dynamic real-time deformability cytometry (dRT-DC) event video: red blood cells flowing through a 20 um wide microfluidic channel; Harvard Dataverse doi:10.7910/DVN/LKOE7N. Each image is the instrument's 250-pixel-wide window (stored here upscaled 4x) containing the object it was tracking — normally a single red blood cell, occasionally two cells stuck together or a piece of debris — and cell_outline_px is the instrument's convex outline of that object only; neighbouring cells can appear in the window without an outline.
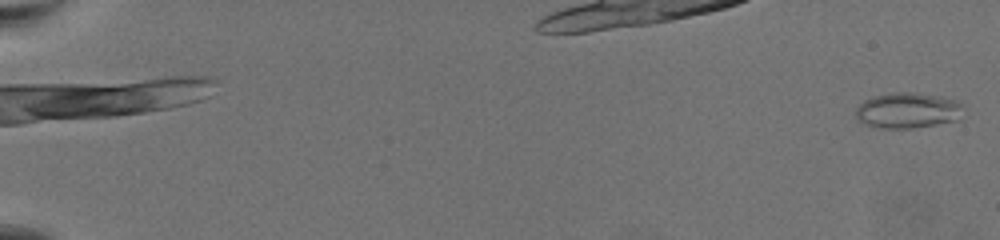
{"species": "common noctule bat (a hibernating species)", "species_latin": "Nyctalus noctula", "temperature_condition": "warm", "stored_images_in_passage": 65, "camera_frame_rate_fps": 3000, "um_per_image_px": 0.085, "animal": {"sex": "female", "body_mass_g": 19.5, "forearm_length_mm": 54.1}, "frame": {"image": 1, "passage_image": 1, "time_ms": 0.0, "image_size_px": [1000, 240], "cell_outline_px": [[964, 104], [960, 120], [912, 128], [880, 128], [864, 124], [856, 120], [856, 108], [864, 100], [876, 96], [892, 92], [912, 92], [936, 96], [956, 100]], "centroid_in_image_um": [77.16, 9.39], "position_along_channel_um": 7.8, "area_um2": 22.43}}
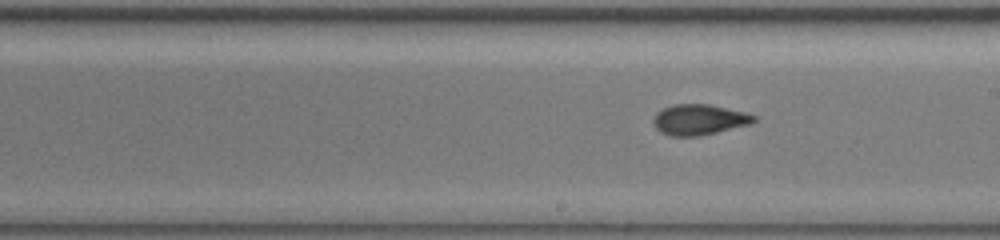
{"frame": {"image": 2, "passage_image": 40, "time_ms": 13.0, "image_size_px": [1000, 240], "cell_outline_px": [[756, 120], [752, 124], [700, 136], [668, 136], [660, 132], [652, 124], [652, 116], [660, 108], [672, 104], [708, 104], [744, 112], [756, 116]], "centroid_in_image_um": [59.37, 10.17], "position_along_channel_um": 229.6, "area_um2": 18.26}}
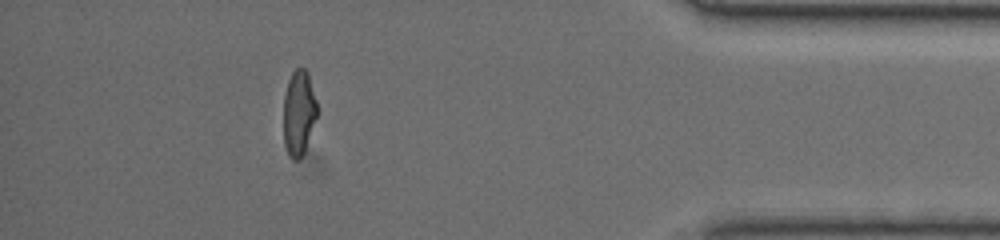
{"frame": {"image": 3, "passage_image": 59, "time_ms": 19.333, "image_size_px": [1000, 240], "cell_outline_px": [[320, 112], [304, 152], [300, 160], [292, 160], [288, 156], [284, 144], [284, 96], [288, 80], [292, 72], [296, 68], [304, 68], [308, 72]], "centroid_in_image_um": [25.43, 9.62], "position_along_channel_um": 409.8, "area_um2": 17.22}, "authors_computed_cell_mechanics": {"area_um2": 17.8602, "velocity_mm_per_s": 3.424, "shape_relaxation_time_tau1_ms": 9.4924, "shape_relaxation_time_tau2_ms": 1.4288, "deformation_change_tau1": 0.2225, "deformation_change_tau2": 0.0757}}